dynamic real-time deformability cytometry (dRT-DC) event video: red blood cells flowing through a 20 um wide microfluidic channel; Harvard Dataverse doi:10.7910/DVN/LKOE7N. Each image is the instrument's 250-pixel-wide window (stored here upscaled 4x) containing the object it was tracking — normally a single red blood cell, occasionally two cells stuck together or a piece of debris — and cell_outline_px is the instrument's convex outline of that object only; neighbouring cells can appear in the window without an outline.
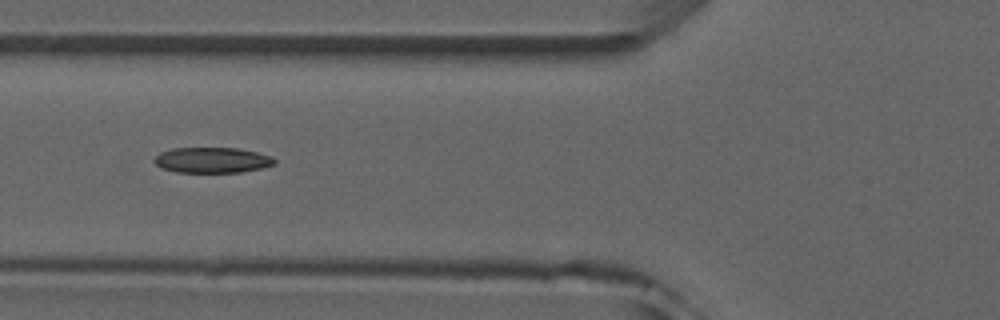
{"species": "common noctule bat (a hibernating species)", "species_latin": "Nyctalus noctula", "temperature_condition": "room temperature", "stored_images_in_passage": 5, "camera_frame_rate_fps": 3000, "um_per_image_px": 0.085, "animal": {"sex": "male", "forearm_length_mm": 52.5}, "frame": {"image": 1, "passage_image": 5, "time_ms": 4.333, "image_size_px": [1000, 320], "cell_outline_px": [[276, 164], [260, 168], [240, 172], [176, 172], [160, 168], [152, 160], [160, 152], [172, 148], [236, 148], [256, 152], [272, 156], [276, 160]], "centroid_in_image_um": [18.01, 13.61], "position_along_channel_um": 107.8, "area_um2": 17.92}}